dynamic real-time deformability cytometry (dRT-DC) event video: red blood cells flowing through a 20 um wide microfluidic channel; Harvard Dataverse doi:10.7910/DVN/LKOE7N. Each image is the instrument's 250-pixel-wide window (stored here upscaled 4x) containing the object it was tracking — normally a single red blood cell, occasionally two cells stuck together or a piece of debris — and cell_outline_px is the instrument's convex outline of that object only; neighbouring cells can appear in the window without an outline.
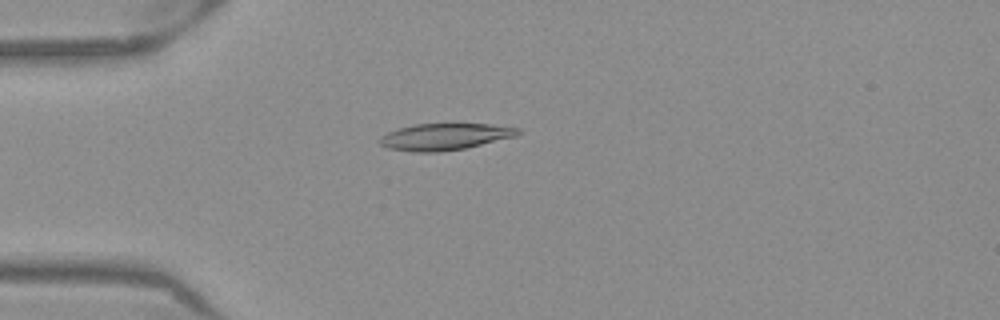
{"species": "Egyptian fruit bat (a non-hibernating species)", "species_latin": "Rousettus aegyptiacus", "temperature_condition": "warm", "stored_images_in_passage": 52, "camera_frame_rate_fps": 3000, "um_per_image_px": 0.085, "frame": {"image": 1, "passage_image": 14, "time_ms": 4.333, "image_size_px": [1000, 320], "cell_outline_px": [[520, 132], [516, 136], [464, 148], [436, 152], [412, 152], [388, 148], [380, 144], [380, 136], [396, 128], [412, 124], [488, 124], [520, 128]], "centroid_in_image_um": [37.76, 11.61], "position_along_channel_um": 47.2, "area_um2": 21.33}}
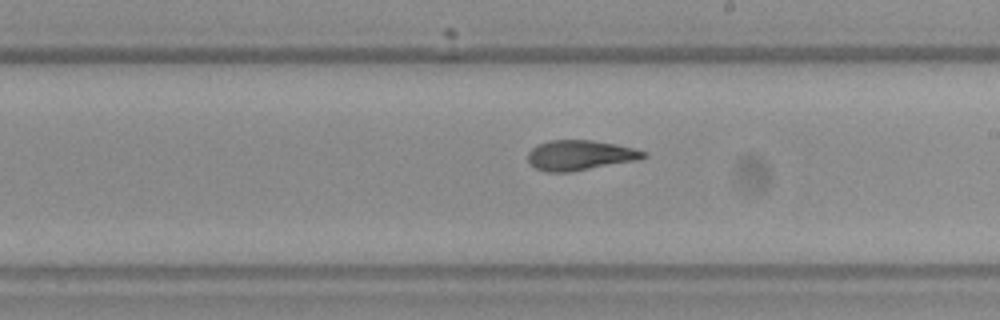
{"frame": {"image": 2, "passage_image": 30, "time_ms": 9.667, "image_size_px": [1000, 320], "cell_outline_px": [[648, 156], [640, 160], [572, 172], [544, 172], [536, 168], [528, 160], [528, 152], [532, 148], [548, 140], [592, 140], [616, 144], [648, 152]], "centroid_in_image_um": [49.34, 13.2], "position_along_channel_um": 239.7, "area_um2": 20.46}}
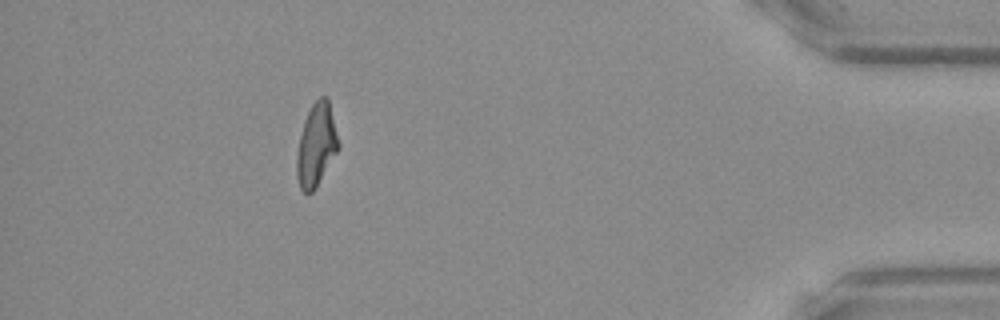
{"frame": {"image": 3, "passage_image": 47, "time_ms": 15.333, "image_size_px": [1000, 320], "cell_outline_px": [[340, 148], [316, 188], [312, 192], [304, 192], [300, 188], [296, 176], [296, 156], [300, 136], [304, 120], [312, 104], [320, 96], [328, 96], [340, 144]], "centroid_in_image_um": [26.9, 12.32], "position_along_channel_um": 408.3, "area_um2": 20.35}, "authors_computed_cell_mechanics": {"area_um2": 20.6924, "velocity_mm_per_s": 3.9077, "shape_relaxation_time_tau1_ms": 10.9303, "shape_relaxation_time_tau2_ms": 1.8026, "deformation_change_tau1": 0.2733, "deformation_change_tau2": 0.0989}}